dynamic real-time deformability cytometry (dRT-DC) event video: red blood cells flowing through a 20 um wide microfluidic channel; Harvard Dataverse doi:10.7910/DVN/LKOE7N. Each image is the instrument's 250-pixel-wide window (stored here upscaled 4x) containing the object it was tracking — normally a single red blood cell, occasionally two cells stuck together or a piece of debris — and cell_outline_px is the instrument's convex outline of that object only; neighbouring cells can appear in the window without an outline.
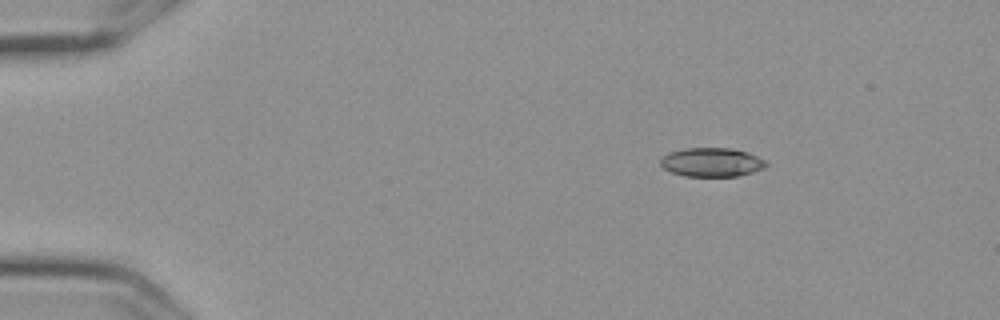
{"species": "Egyptian fruit bat (a non-hibernating species)", "species_latin": "Rousettus aegyptiacus", "temperature_condition": "cold", "stored_images_in_passage": 4, "camera_frame_rate_fps": 3000, "um_per_image_px": 0.085, "frame": {"image": 1, "passage_image": 1, "time_ms": 0.0, "image_size_px": [1000, 320], "cell_outline_px": [[768, 164], [764, 168], [752, 172], [736, 176], [684, 176], [672, 172], [664, 168], [660, 164], [660, 160], [668, 152], [684, 148], [728, 148], [748, 152], [764, 160]], "centroid_in_image_um": [60.48, 13.78], "position_along_channel_um": 24.5, "area_um2": 17.69}}